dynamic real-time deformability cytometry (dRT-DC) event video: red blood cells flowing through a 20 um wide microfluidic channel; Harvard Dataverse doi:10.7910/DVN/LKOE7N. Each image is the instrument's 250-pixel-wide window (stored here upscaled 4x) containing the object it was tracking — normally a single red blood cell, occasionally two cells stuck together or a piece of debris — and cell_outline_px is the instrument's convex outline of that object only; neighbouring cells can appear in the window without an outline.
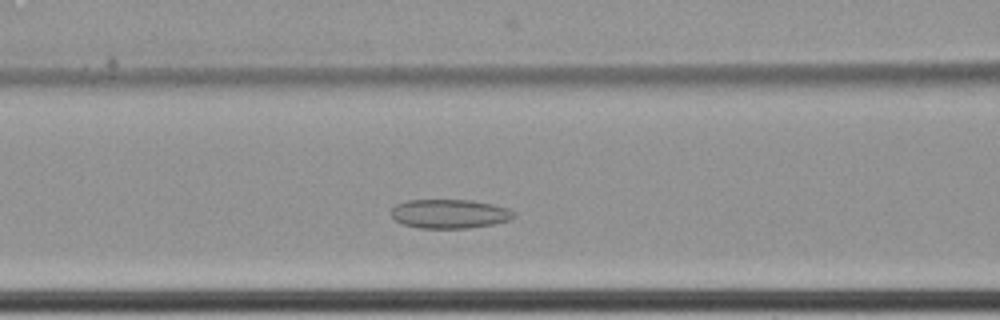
{"species": "common noctule bat (a hibernating species)", "species_latin": "Nyctalus noctula", "temperature_condition": "cold", "stored_images_in_passage": 45, "camera_frame_rate_fps": 3000, "um_per_image_px": 0.085, "animal": {"sex": "female", "body_mass_g": 22.7, "forearm_length_mm": 54.2}, "frame": {"image": 1, "passage_image": 16, "time_ms": 5.0, "image_size_px": [1000, 320], "cell_outline_px": [[516, 216], [508, 220], [492, 224], [468, 228], [420, 228], [404, 224], [396, 220], [392, 216], [392, 208], [396, 204], [408, 200], [472, 200], [492, 204], [508, 208], [516, 212]], "centroid_in_image_um": [38.24, 18.17], "position_along_channel_um": 128.4, "area_um2": 20.69}}
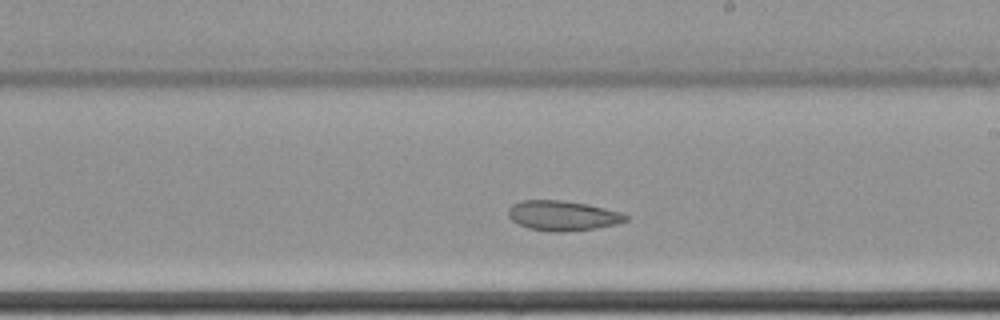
{"frame": {"image": 2, "passage_image": 26, "time_ms": 8.333, "image_size_px": [1000, 320], "cell_outline_px": [[628, 220], [616, 224], [596, 228], [564, 232], [548, 232], [528, 228], [512, 220], [508, 216], [508, 208], [512, 204], [520, 200], [560, 200], [588, 204], [620, 212], [628, 216]], "centroid_in_image_um": [47.8, 18.33], "position_along_channel_um": 241.2, "area_um2": 20.58}}
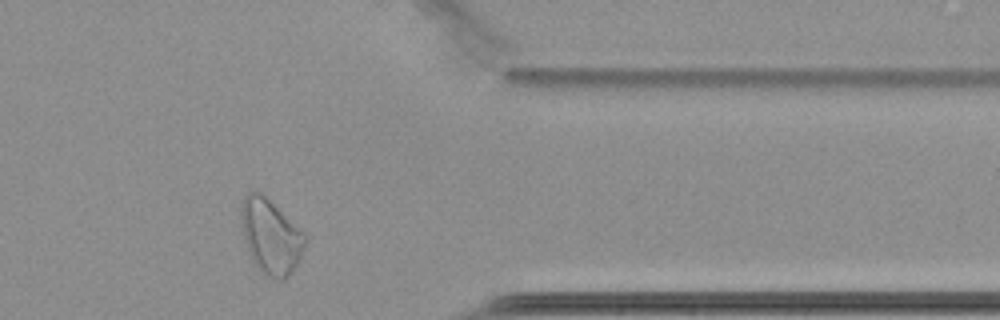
{"frame": {"image": 3, "passage_image": 40, "time_ms": 13.0, "image_size_px": [1000, 320], "cell_outline_px": [[308, 240], [292, 272], [284, 280], [280, 280], [268, 276], [256, 264], [248, 248], [244, 236], [240, 220], [240, 208], [244, 196], [248, 192], [260, 192], [300, 228], [308, 236]], "centroid_in_image_um": [23.03, 20.07], "position_along_channel_um": 388.4, "area_um2": 27.34}}